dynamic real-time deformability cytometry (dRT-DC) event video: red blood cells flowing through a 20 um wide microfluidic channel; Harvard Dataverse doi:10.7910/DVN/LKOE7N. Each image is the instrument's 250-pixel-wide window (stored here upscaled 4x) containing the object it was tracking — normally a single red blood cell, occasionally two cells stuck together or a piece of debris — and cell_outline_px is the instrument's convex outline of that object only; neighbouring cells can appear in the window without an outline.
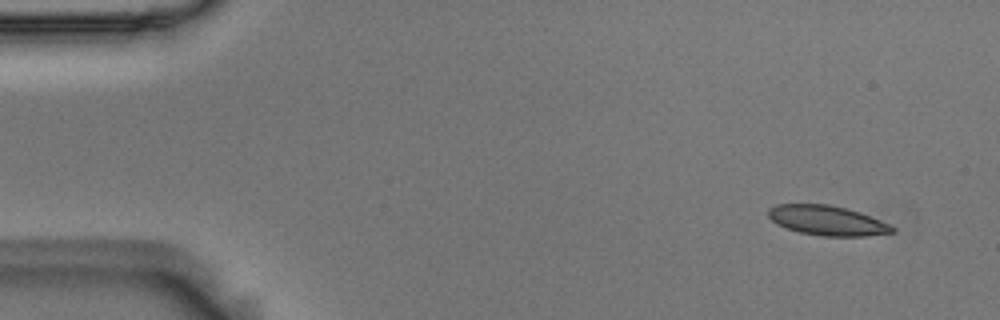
{"species": "Egyptian fruit bat (a non-hibernating species)", "species_latin": "Rousettus aegyptiacus", "temperature_condition": "room temperature", "stored_images_in_passage": 10, "camera_frame_rate_fps": 3000, "um_per_image_px": 0.085, "animal": {"sex": "male"}, "frame": {"image": 1, "passage_image": 1, "time_ms": 0.0, "image_size_px": [1000, 320], "cell_outline_px": [[896, 232], [864, 236], [820, 236], [800, 232], [776, 224], [768, 216], [768, 208], [776, 204], [828, 204], [860, 212], [880, 220], [896, 228]], "centroid_in_image_um": [70.3, 18.74], "position_along_channel_um": 14.7, "area_um2": 21.44}}
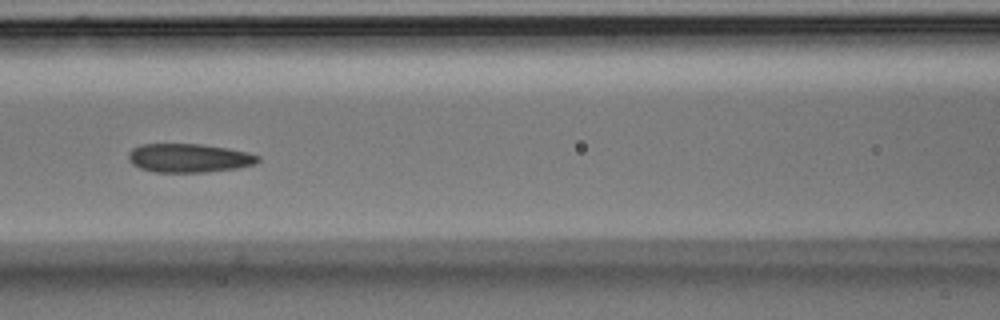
{"frame": {"image": 2, "passage_image": 6, "time_ms": 1.667, "image_size_px": [1000, 320], "cell_outline_px": [[260, 160], [256, 164], [236, 168], [208, 172], [156, 172], [140, 168], [132, 164], [128, 160], [128, 152], [132, 148], [140, 144], [200, 144], [228, 148], [248, 152], [260, 156]], "centroid_in_image_um": [16.06, 13.43], "position_along_channel_um": 150.5, "area_um2": 21.85}}
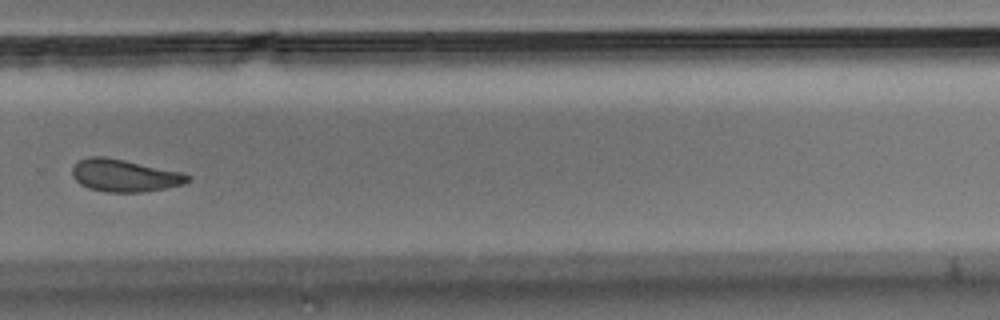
{"frame": {"image": 3, "passage_image": 10, "time_ms": 3.0, "image_size_px": [1000, 320], "cell_outline_px": [[192, 180], [184, 184], [164, 188], [140, 192], [104, 192], [88, 188], [80, 184], [72, 176], [72, 168], [80, 160], [88, 156], [104, 156], [124, 160], [180, 172], [192, 176]], "centroid_in_image_um": [10.57, 14.92], "position_along_channel_um": 319.2, "area_um2": 21.68}}